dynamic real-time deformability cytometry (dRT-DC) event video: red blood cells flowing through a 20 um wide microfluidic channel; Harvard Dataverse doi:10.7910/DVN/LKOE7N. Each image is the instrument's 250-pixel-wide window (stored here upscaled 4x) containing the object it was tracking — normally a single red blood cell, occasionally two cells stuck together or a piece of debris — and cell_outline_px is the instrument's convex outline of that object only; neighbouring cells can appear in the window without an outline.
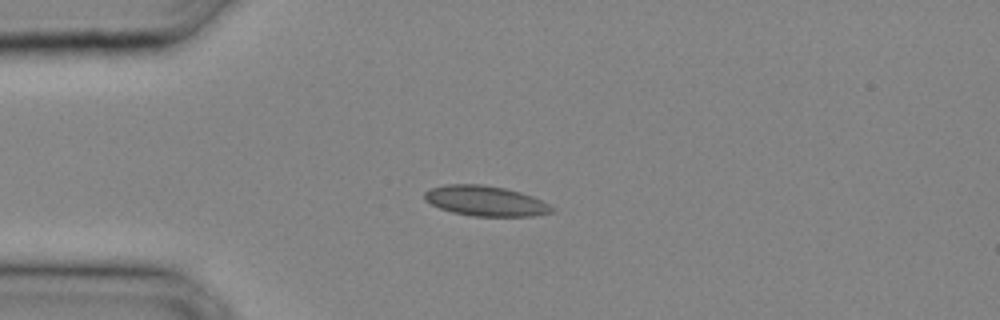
{"species": "common noctule bat (a hibernating species)", "species_latin": "Nyctalus noctula", "temperature_condition": "cold", "stored_images_in_passage": 29, "camera_frame_rate_fps": 3000, "um_per_image_px": 0.085, "animal": {"sex": "male", "body_mass_g": 20.4}, "frame": {"image": 1, "passage_image": 7, "time_ms": 2.0, "image_size_px": [1000, 320], "cell_outline_px": [[556, 208], [552, 212], [532, 216], [472, 216], [452, 212], [440, 208], [424, 200], [424, 192], [432, 188], [444, 184], [484, 184], [504, 188], [520, 192], [532, 196]], "centroid_in_image_um": [41.25, 17.07], "position_along_channel_um": 43.7, "area_um2": 22.37}}
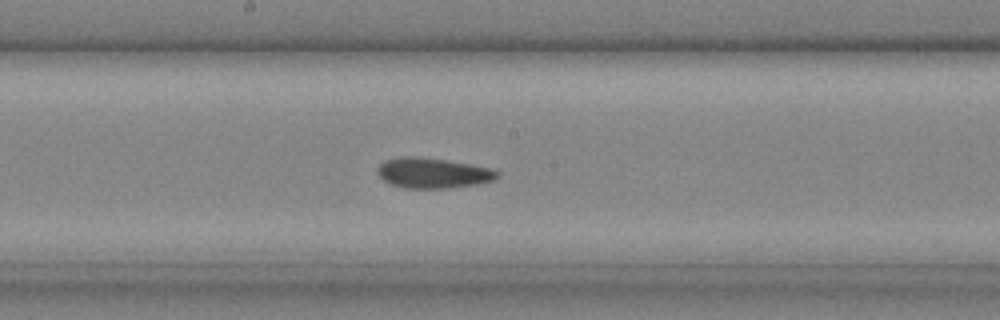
{"frame": {"image": 2, "passage_image": 16, "time_ms": 5.0, "image_size_px": [1000, 320], "cell_outline_px": [[500, 176], [492, 180], [476, 184], [448, 188], [404, 188], [392, 184], [384, 180], [376, 172], [376, 168], [384, 160], [400, 156], [420, 156], [472, 164], [492, 168], [500, 172]], "centroid_in_image_um": [36.79, 14.69], "position_along_channel_um": 211.4, "area_um2": 21.33}}
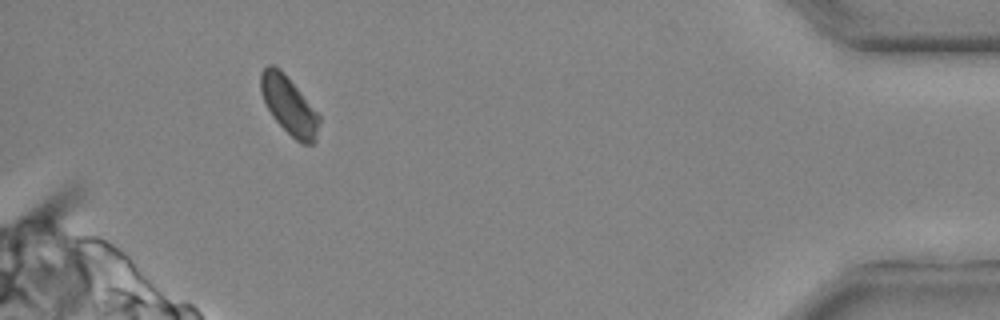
{"frame": {"image": 3, "passage_image": 28, "time_ms": 9.0, "image_size_px": [1000, 320], "cell_outline_px": [[320, 120], [316, 140], [312, 144], [300, 144], [272, 116], [260, 92], [260, 72], [268, 64], [272, 64], [280, 68], [320, 116]], "centroid_in_image_um": [24.55, 8.96], "position_along_channel_um": 410.6, "area_um2": 19.48}}